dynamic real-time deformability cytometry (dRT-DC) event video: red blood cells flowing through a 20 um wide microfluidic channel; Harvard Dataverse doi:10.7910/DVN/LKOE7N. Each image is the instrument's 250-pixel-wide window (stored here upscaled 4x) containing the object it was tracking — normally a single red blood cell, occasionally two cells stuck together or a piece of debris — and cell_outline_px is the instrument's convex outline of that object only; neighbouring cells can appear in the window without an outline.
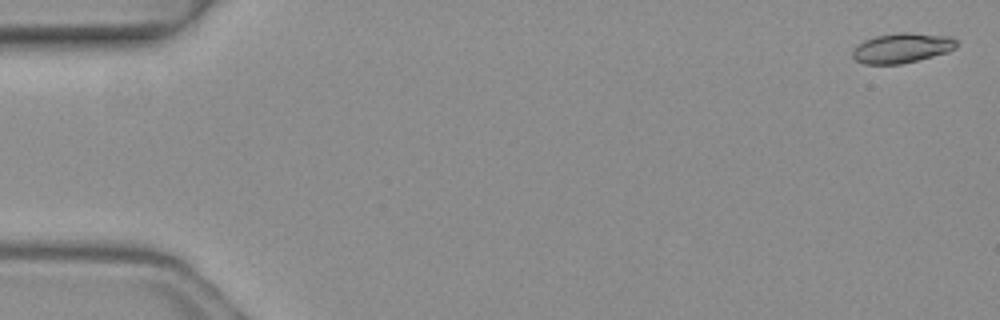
{"species": "common noctule bat (a hibernating species)", "species_latin": "Nyctalus noctula", "temperature_condition": "warm", "stored_images_in_passage": 6, "camera_frame_rate_fps": 3000, "um_per_image_px": 0.085, "animal": {"sex": "female", "body_mass_g": 19.3, "forearm_length_mm": 54.1}, "frame": {"image": 1, "passage_image": 1, "time_ms": 0.0, "image_size_px": [1000, 320], "cell_outline_px": [[956, 48], [948, 52], [900, 64], [864, 64], [856, 60], [852, 56], [852, 48], [856, 44], [864, 40], [876, 36], [896, 32], [908, 32], [952, 36], [956, 40]], "centroid_in_image_um": [76.64, 4.06], "position_along_channel_um": 8.4, "area_um2": 18.26}}
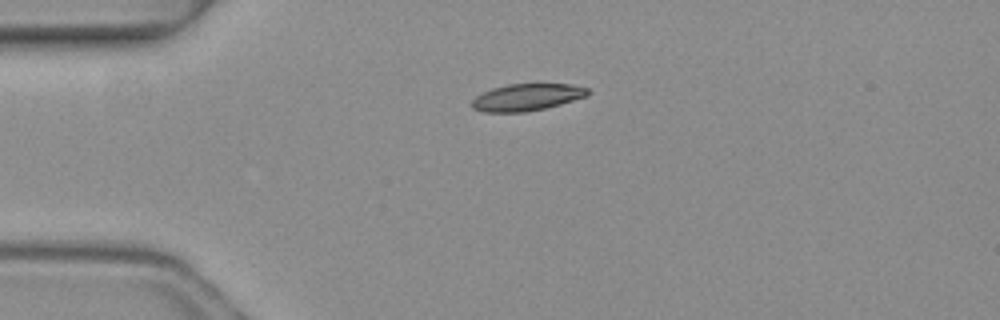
{"frame": {"image": 2, "passage_image": 4, "time_ms": 1.0, "image_size_px": [1000, 320], "cell_outline_px": [[592, 92], [588, 96], [560, 104], [528, 112], [484, 112], [472, 108], [472, 100], [476, 96], [492, 88], [508, 84], [572, 84], [588, 88]], "centroid_in_image_um": [44.82, 8.26], "position_along_channel_um": 40.2, "area_um2": 18.26}}
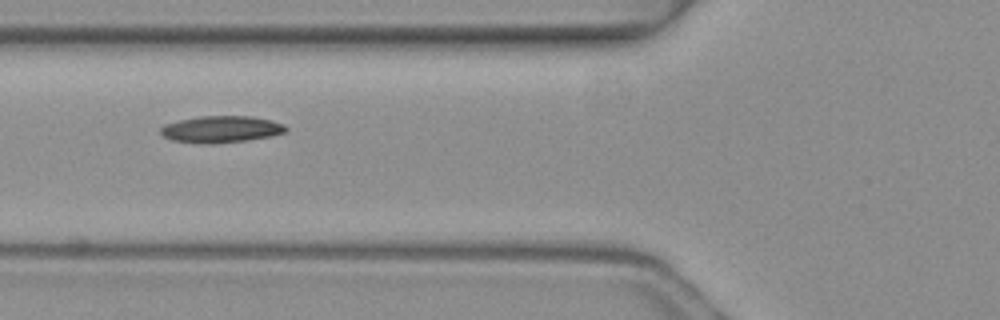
{"frame": {"image": 3, "passage_image": 6, "time_ms": 1.667, "image_size_px": [1000, 320], "cell_outline_px": [[288, 128], [284, 132], [272, 136], [248, 140], [212, 144], [200, 144], [172, 140], [164, 136], [160, 132], [160, 128], [164, 124], [180, 120], [200, 116], [252, 116], [272, 120], [284, 124]], "centroid_in_image_um": [18.8, 10.99], "position_along_channel_um": 107.0, "area_um2": 19.65}}